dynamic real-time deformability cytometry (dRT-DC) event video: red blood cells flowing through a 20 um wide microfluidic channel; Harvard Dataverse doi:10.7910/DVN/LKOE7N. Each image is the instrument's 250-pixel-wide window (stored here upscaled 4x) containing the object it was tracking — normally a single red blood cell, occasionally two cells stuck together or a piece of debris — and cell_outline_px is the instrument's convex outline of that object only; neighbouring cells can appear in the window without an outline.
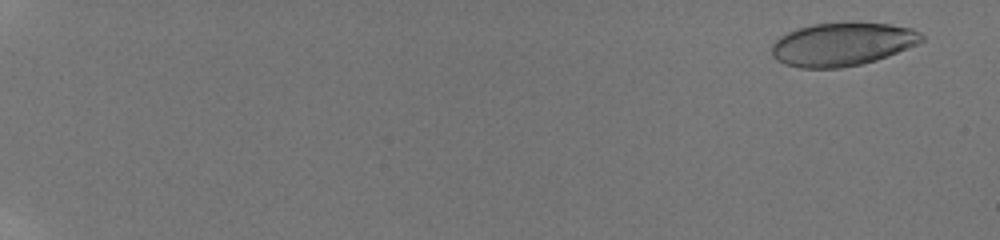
{"species": "human", "species_latin": "Homo sapiens", "temperature_condition": "room temperature", "stored_images_in_passage": 17, "camera_frame_rate_fps": 3000, "um_per_image_px": 0.085, "donor": {"sex": "male"}, "frame": {"image": 1, "passage_image": 2, "time_ms": 0.333, "image_size_px": [1000, 240], "cell_outline_px": [[924, 40], [916, 44], [888, 56], [876, 60], [860, 64], [840, 68], [800, 68], [784, 64], [776, 60], [772, 56], [772, 44], [780, 36], [788, 32], [812, 24], [844, 20], [852, 20], [888, 24], [912, 28], [920, 32], [924, 36]], "centroid_in_image_um": [71.59, 3.73], "position_along_channel_um": 13.4, "area_um2": 38.49}}
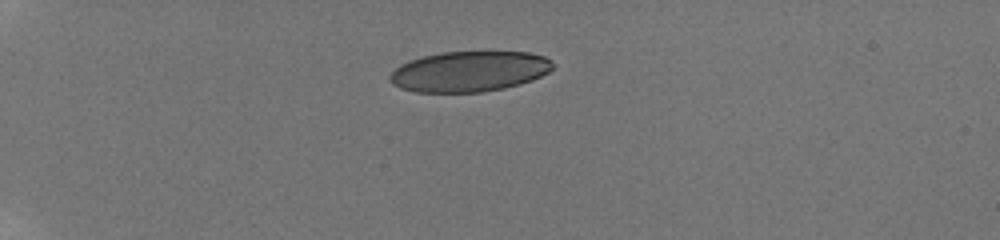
{"frame": {"image": 2, "passage_image": 10, "time_ms": 3.0, "image_size_px": [1000, 240], "cell_outline_px": [[552, 68], [548, 72], [532, 80], [520, 84], [504, 88], [480, 92], [416, 92], [400, 88], [392, 84], [388, 80], [388, 76], [400, 64], [424, 56], [440, 52], [528, 52], [544, 56], [552, 60]], "centroid_in_image_um": [39.87, 6.07], "position_along_channel_um": 45.1, "area_um2": 38.38}}